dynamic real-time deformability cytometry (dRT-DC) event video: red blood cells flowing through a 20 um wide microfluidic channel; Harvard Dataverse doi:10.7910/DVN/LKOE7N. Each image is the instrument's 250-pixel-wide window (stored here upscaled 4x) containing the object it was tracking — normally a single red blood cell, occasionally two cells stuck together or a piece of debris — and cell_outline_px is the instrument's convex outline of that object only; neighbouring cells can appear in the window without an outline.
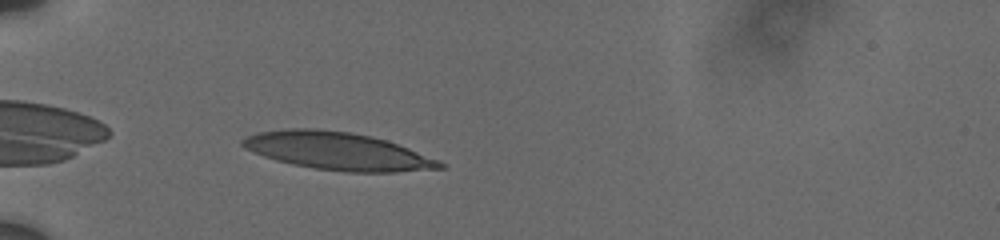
{"species": "human", "species_latin": "Homo sapiens", "temperature_condition": "cold", "stored_images_in_passage": 10, "camera_frame_rate_fps": 3000, "um_per_image_px": 0.085, "donor": {"sex": "male"}, "frame": {"image": 1, "passage_image": 1, "time_ms": 0.0, "image_size_px": [1000, 240], "cell_outline_px": [[444, 168], [396, 172], [344, 172], [316, 168], [292, 164], [276, 160], [264, 156], [244, 148], [240, 144], [240, 140], [244, 136], [260, 132], [284, 128], [316, 128], [348, 132], [372, 136], [408, 148], [440, 160], [444, 164]], "centroid_in_image_um": [28.66, 12.84], "position_along_channel_um": 56.3, "area_um2": 43.23}}
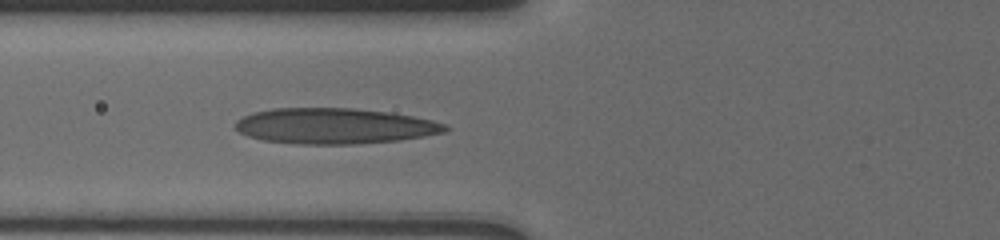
{"frame": {"image": 2, "passage_image": 8, "time_ms": 1.667, "image_size_px": [1000, 240], "cell_outline_px": [[448, 128], [444, 132], [424, 136], [400, 140], [352, 144], [300, 144], [264, 140], [248, 136], [240, 132], [236, 128], [236, 120], [244, 116], [256, 112], [272, 108], [352, 108], [388, 112], [412, 116], [432, 120], [448, 124]], "centroid_in_image_um": [28.45, 10.71], "position_along_channel_um": 97.3, "area_um2": 43.41}}